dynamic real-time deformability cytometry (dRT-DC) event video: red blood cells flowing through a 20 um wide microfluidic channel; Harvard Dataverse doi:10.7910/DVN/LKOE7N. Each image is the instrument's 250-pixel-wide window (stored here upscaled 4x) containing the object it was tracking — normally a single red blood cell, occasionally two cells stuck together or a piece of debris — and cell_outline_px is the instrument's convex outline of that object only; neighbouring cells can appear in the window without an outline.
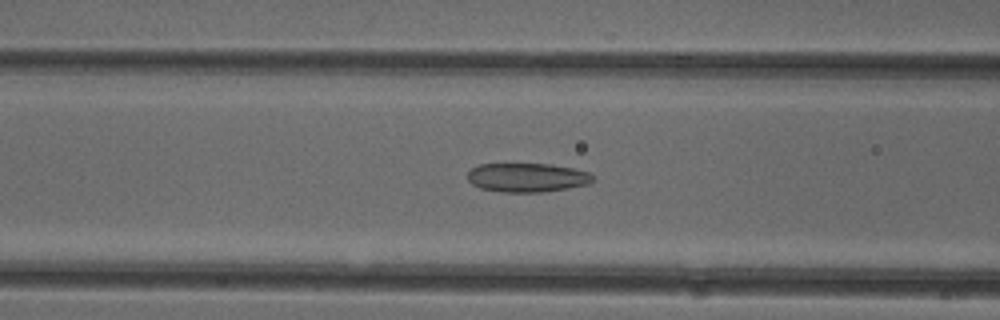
{"species": "common noctule bat (a hibernating species)", "species_latin": "Nyctalus noctula", "temperature_condition": "cold", "stored_images_in_passage": 51, "camera_frame_rate_fps": 3000, "um_per_image_px": 0.085, "animal": {"sex": "female"}, "frame": {"image": 1, "passage_image": 20, "time_ms": 6.333, "image_size_px": [1000, 320], "cell_outline_px": [[596, 180], [588, 184], [568, 188], [544, 192], [500, 192], [480, 188], [472, 184], [468, 180], [468, 172], [472, 168], [480, 164], [552, 164], [572, 168], [588, 172]], "centroid_in_image_um": [44.81, 15.09], "position_along_channel_um": 121.8, "area_um2": 21.21}}
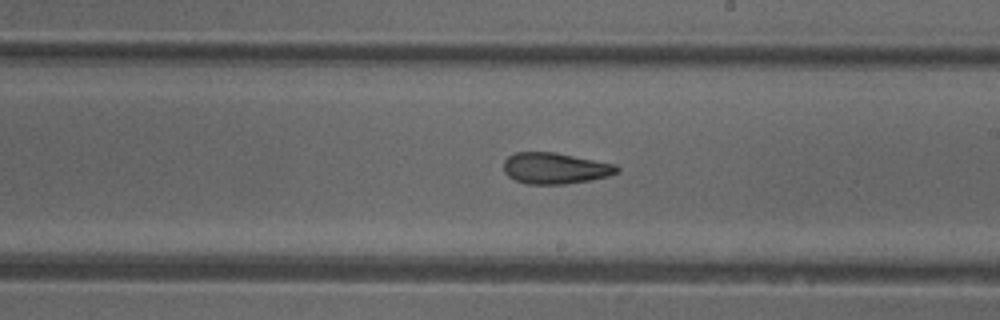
{"frame": {"image": 2, "passage_image": 29, "time_ms": 9.333, "image_size_px": [1000, 320], "cell_outline_px": [[620, 172], [608, 176], [592, 180], [564, 184], [528, 184], [516, 180], [508, 176], [504, 172], [504, 160], [508, 156], [516, 152], [556, 152], [616, 164], [620, 168]], "centroid_in_image_um": [47.22, 14.3], "position_along_channel_um": 241.8, "area_um2": 20.75}}
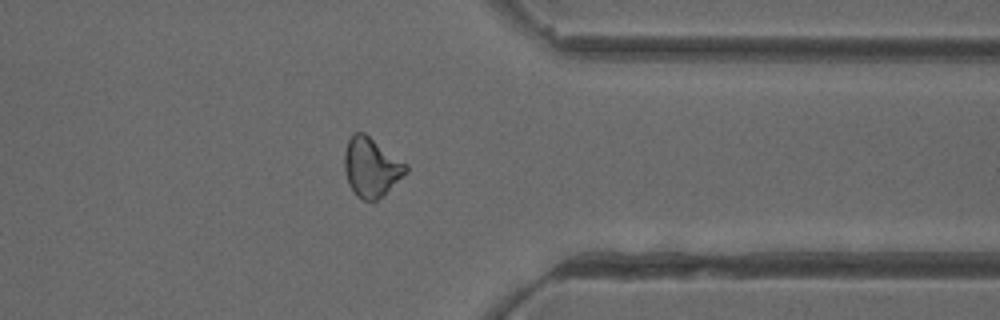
{"frame": {"image": 3, "passage_image": 40, "time_ms": 13.0, "image_size_px": [1000, 320], "cell_outline_px": [[408, 172], [376, 200], [364, 200], [356, 196], [348, 184], [344, 168], [344, 152], [348, 140], [352, 132], [364, 132], [408, 164]], "centroid_in_image_um": [31.54, 14.18], "position_along_channel_um": 379.9, "area_um2": 21.21}, "authors_computed_cell_mechanics": {"area_um2": 21.5594, "velocity_mm_per_s": 4.0072, "shape_relaxation_time_tau1_ms": null, "shape_relaxation_time_tau2_ms": 3.2379, "deformation_change_tau1": null, "deformation_change_tau2": 0.1178}}